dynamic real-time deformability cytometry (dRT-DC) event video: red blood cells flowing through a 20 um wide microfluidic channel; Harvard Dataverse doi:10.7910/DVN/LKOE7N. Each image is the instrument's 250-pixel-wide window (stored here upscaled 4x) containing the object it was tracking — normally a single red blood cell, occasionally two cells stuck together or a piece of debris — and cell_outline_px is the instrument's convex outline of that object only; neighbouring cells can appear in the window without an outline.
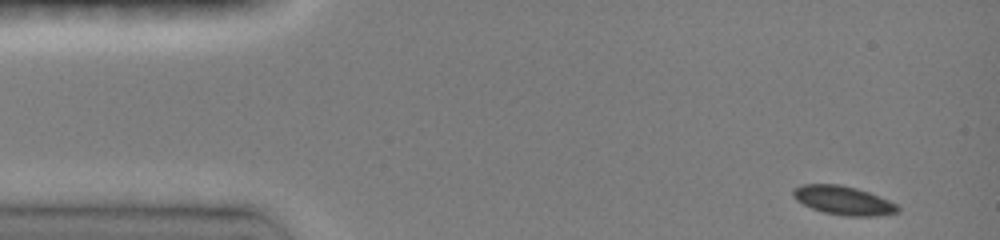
{"species": "common noctule bat (a hibernating species)", "species_latin": "Nyctalus noctula", "temperature_condition": "room temperature", "stored_images_in_passage": 9, "camera_frame_rate_fps": 3000, "um_per_image_px": 0.085, "animal": {"sex": "female", "body_mass_g": 19.0, "forearm_length_mm": 51.5}, "frame": {"image": 1, "passage_image": 1, "time_ms": 0.0, "image_size_px": [1000, 240], "cell_outline_px": [[900, 212], [876, 216], [848, 216], [824, 212], [812, 208], [796, 200], [792, 196], [792, 192], [800, 184], [840, 184], [856, 188], [868, 192], [888, 200], [896, 204], [900, 208]], "centroid_in_image_um": [71.69, 17.03], "position_along_channel_um": 13.3, "area_um2": 17.46}}
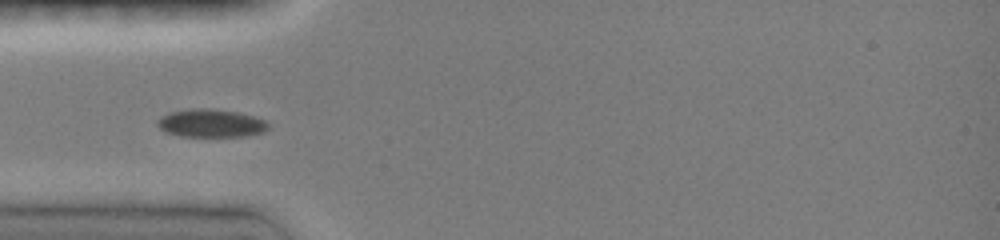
{"frame": {"image": 2, "passage_image": 7, "time_ms": 3.667, "image_size_px": [1000, 240], "cell_outline_px": [[268, 128], [264, 132], [244, 136], [180, 136], [164, 132], [156, 124], [156, 120], [160, 116], [168, 112], [188, 108], [212, 108], [236, 112], [252, 116], [264, 120], [268, 124]], "centroid_in_image_um": [17.85, 10.46], "position_along_channel_um": 67.1, "area_um2": 18.26}}
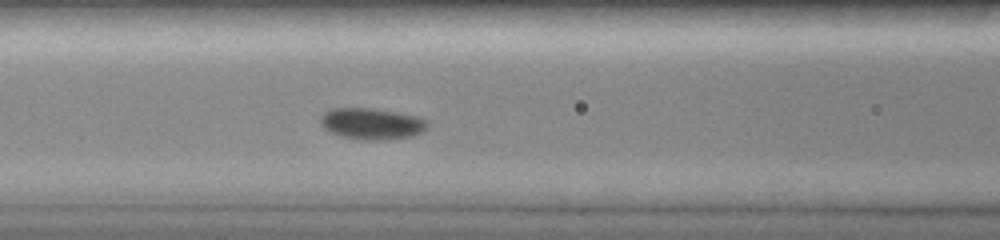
{"frame": {"image": 3, "passage_image": 9, "time_ms": 5.333, "image_size_px": [1000, 240], "cell_outline_px": [[428, 128], [412, 136], [388, 140], [360, 140], [340, 136], [324, 128], [320, 124], [320, 116], [324, 112], [332, 108], [376, 108], [416, 116], [428, 120]], "centroid_in_image_um": [31.59, 10.52], "position_along_channel_um": 135.0, "area_um2": 19.77}}